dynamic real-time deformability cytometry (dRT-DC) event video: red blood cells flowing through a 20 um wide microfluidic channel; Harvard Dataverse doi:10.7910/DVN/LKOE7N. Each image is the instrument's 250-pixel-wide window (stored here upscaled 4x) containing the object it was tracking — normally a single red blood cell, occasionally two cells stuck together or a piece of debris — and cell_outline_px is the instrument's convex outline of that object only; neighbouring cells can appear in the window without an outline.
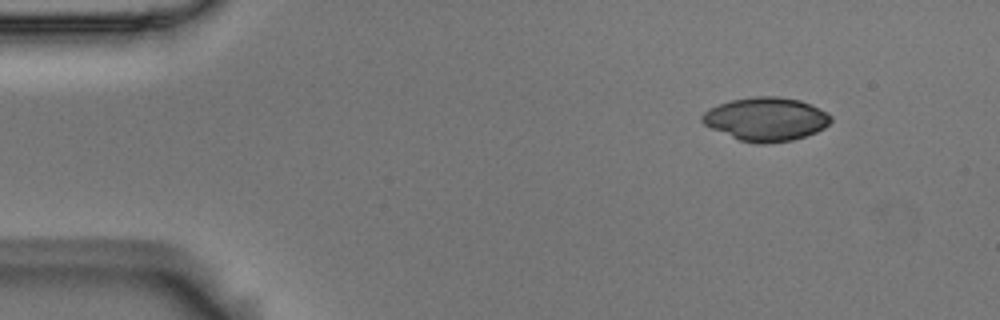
{"species": "Egyptian fruit bat (a non-hibernating species)", "species_latin": "Rousettus aegyptiacus", "temperature_condition": "room temperature", "stored_images_in_passage": 9, "camera_frame_rate_fps": 3000, "um_per_image_px": 0.085, "animal": {"sex": "male"}, "frame": {"image": 1, "passage_image": 1, "time_ms": 0.0, "image_size_px": [1000, 320], "cell_outline_px": [[832, 120], [824, 128], [816, 132], [792, 140], [764, 144], [756, 144], [740, 140], [712, 128], [704, 124], [700, 120], [700, 116], [704, 112], [720, 104], [732, 100], [756, 96], [776, 96], [800, 100], [828, 112], [832, 116]], "centroid_in_image_um": [65.13, 10.13], "position_along_channel_um": 19.9, "area_um2": 32.43}}
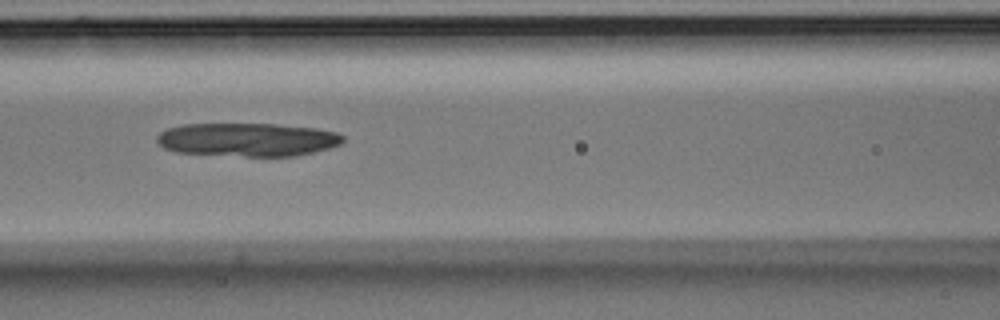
{"frame": {"image": 2, "passage_image": 6, "time_ms": 1.667, "image_size_px": [1000, 320], "cell_outline_px": [[344, 140], [340, 144], [328, 148], [296, 156], [244, 156], [176, 152], [164, 148], [156, 140], [156, 136], [160, 132], [168, 128], [184, 124], [276, 124], [316, 128], [336, 132], [344, 136]], "centroid_in_image_um": [21.03, 11.86], "position_along_channel_um": 145.6, "area_um2": 36.18}}
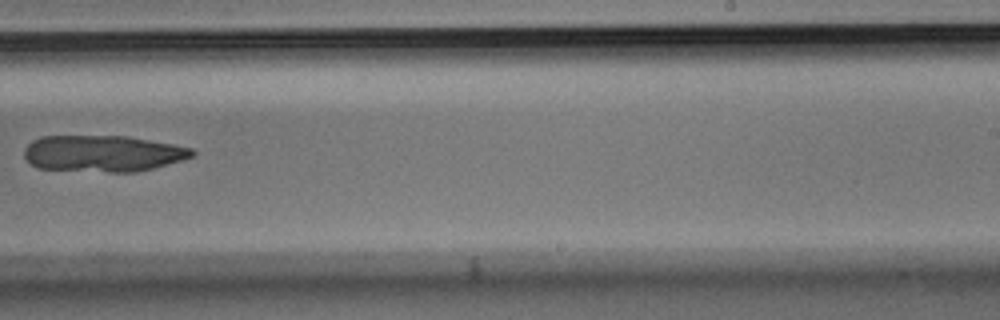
{"frame": {"image": 3, "passage_image": 9, "time_ms": 2.667, "image_size_px": [1000, 320], "cell_outline_px": [[196, 152], [192, 156], [180, 160], [152, 168], [136, 172], [108, 172], [40, 168], [32, 164], [24, 156], [24, 148], [32, 140], [40, 136], [128, 136], [172, 144], [192, 148]], "centroid_in_image_um": [8.72, 13.04], "position_along_channel_um": 280.3, "area_um2": 35.43}}